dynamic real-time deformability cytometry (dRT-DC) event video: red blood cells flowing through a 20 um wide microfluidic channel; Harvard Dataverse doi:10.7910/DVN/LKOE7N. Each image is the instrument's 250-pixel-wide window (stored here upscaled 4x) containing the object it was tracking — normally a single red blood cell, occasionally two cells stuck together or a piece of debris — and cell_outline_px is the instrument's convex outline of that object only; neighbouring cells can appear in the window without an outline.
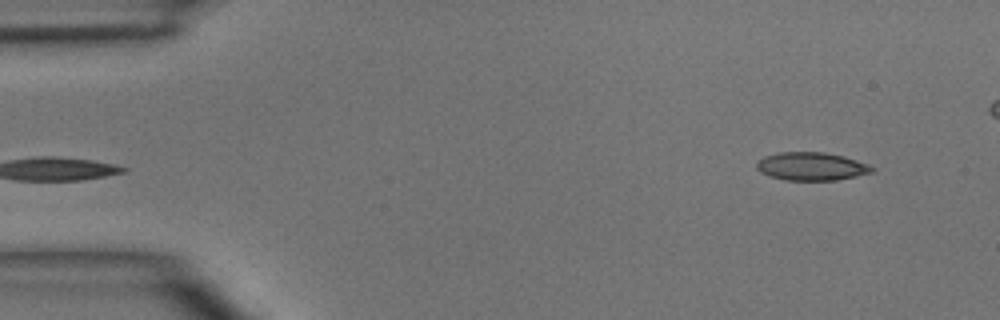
{"species": "common noctule bat (a hibernating species)", "species_latin": "Nyctalus noctula", "temperature_condition": "room temperature", "stored_images_in_passage": 5, "segment_of_instrument_passage": [2, 2], "camera_frame_rate_fps": 3000, "um_per_image_px": 0.085, "animal": {"sex": "male", "body_mass_g": 15.6}, "frame": {"image": 1, "passage_image": 5, "time_ms": 4.667, "image_size_px": [1000, 320], "cell_outline_px": [[876, 168], [872, 172], [856, 176], [836, 180], [784, 180], [768, 176], [760, 172], [756, 168], [756, 160], [764, 156], [776, 152], [824, 152], [844, 156], [868, 164]], "centroid_in_image_um": [68.93, 14.13], "position_along_channel_um": 16.1, "area_um2": 19.13}}